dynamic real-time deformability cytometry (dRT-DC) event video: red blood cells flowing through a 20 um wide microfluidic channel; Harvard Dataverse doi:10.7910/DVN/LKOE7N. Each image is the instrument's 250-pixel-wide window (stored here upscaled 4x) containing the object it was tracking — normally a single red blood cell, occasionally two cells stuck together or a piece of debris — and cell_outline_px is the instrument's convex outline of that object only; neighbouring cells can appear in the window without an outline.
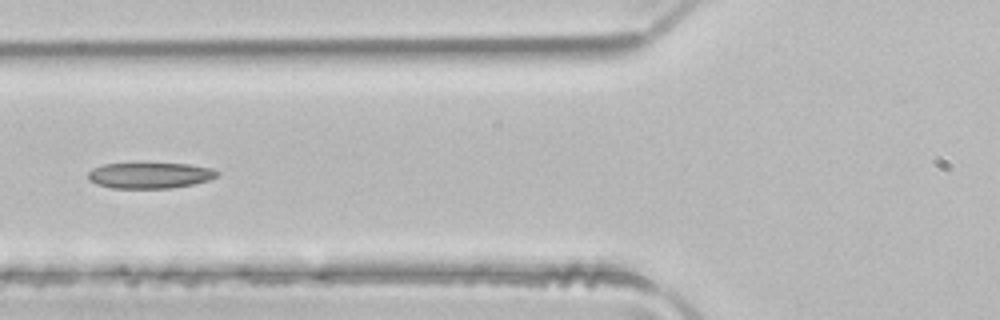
{"species": "common noctule bat (a hibernating species)", "species_latin": "Nyctalus noctula", "temperature_condition": "room temperature", "stored_images_in_passage": 6, "camera_frame_rate_fps": 3000, "um_per_image_px": 0.085, "animal": {"sex": "male", "body_mass_g": 21.5, "forearm_length_mm": 52.0}, "frame": {"image": 1, "passage_image": 6, "time_ms": 1.667, "image_size_px": [1000, 320], "cell_outline_px": [[220, 176], [208, 180], [192, 184], [172, 188], [112, 188], [96, 184], [88, 180], [88, 172], [92, 168], [104, 164], [188, 164], [212, 168], [220, 172]], "centroid_in_image_um": [12.75, 14.91], "position_along_channel_um": 113.1, "area_um2": 19.42}}